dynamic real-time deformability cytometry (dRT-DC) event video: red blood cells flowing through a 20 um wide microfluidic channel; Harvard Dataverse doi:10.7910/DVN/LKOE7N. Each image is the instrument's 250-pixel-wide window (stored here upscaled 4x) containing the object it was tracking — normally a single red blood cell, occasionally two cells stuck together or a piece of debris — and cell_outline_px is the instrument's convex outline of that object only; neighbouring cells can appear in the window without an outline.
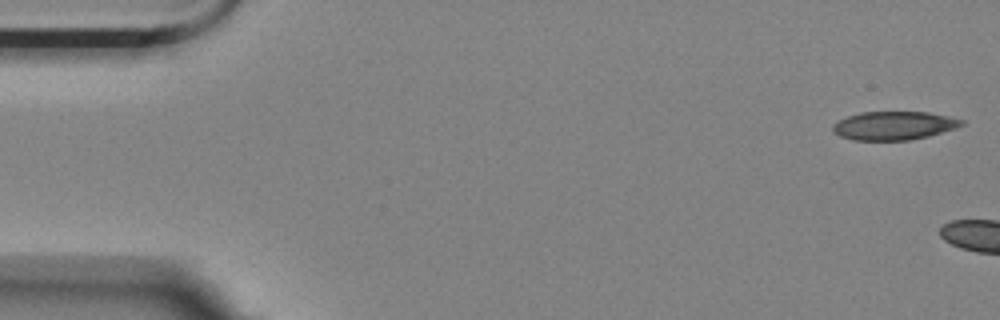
{"species": "Egyptian fruit bat (a non-hibernating species)", "species_latin": "Rousettus aegyptiacus", "temperature_condition": "room temperature", "stored_images_in_passage": 10, "camera_frame_rate_fps": 3000, "um_per_image_px": 0.085, "animal": {"sex": "female"}, "frame": {"image": 1, "passage_image": 1, "time_ms": 0.0, "image_size_px": [1000, 320], "cell_outline_px": [[968, 124], [956, 128], [928, 136], [908, 140], [852, 140], [840, 136], [832, 132], [832, 124], [836, 120], [860, 112], [928, 112], [948, 116], [964, 120]], "centroid_in_image_um": [75.97, 10.67], "position_along_channel_um": 9.0, "area_um2": 21.62}}